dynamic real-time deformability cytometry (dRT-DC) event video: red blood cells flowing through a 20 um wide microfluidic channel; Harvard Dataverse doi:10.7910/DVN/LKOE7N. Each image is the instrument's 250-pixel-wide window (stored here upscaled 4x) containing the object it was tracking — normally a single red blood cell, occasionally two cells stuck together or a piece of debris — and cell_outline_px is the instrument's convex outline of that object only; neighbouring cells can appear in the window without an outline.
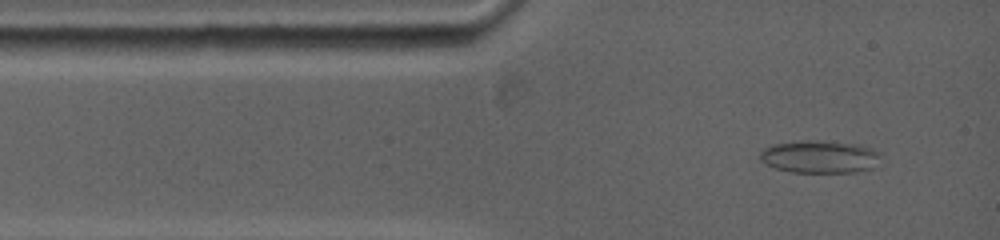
{"species": "common noctule bat (a hibernating species)", "species_latin": "Nyctalus noctula", "temperature_condition": "warm", "stored_images_in_passage": 3, "camera_frame_rate_fps": 5000, "um_per_image_px": 0.085, "animal": {"sex": "female", "body_mass_g": 19.0, "forearm_length_mm": 53.3}, "frame": {"image": 1, "passage_image": 1, "time_ms": 0.0, "image_size_px": [1000, 240], "cell_outline_px": [[880, 152], [872, 168], [856, 172], [792, 172], [776, 168], [760, 160], [760, 152], [764, 148], [772, 144], [800, 140], [808, 140], [852, 144], [868, 148]], "centroid_in_image_um": [69.59, 13.33], "position_along_channel_um": 15.4, "area_um2": 22.43}}
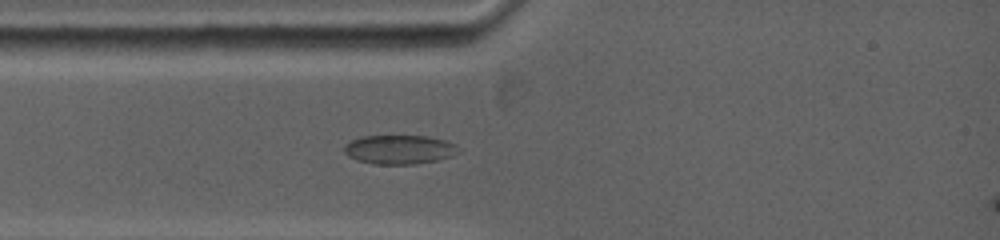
{"frame": {"image": 2, "passage_image": 3, "time_ms": 1.6, "image_size_px": [1000, 240], "cell_outline_px": [[460, 152], [452, 156], [436, 160], [416, 164], [376, 164], [356, 160], [348, 156], [344, 152], [344, 148], [352, 140], [360, 136], [424, 136], [444, 140], [456, 144]], "centroid_in_image_um": [33.96, 12.71], "position_along_channel_um": 51.0, "area_um2": 19.25}}